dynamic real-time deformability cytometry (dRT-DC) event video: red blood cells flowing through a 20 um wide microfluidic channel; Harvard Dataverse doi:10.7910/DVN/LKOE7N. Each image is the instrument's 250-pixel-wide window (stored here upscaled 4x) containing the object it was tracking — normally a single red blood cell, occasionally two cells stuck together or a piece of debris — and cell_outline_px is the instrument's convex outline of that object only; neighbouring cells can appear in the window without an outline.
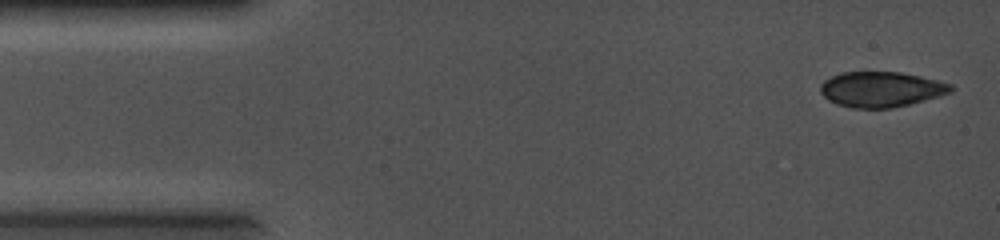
{"species": "common noctule bat (a hibernating species)", "species_latin": "Nyctalus noctula", "temperature_condition": "cold", "stored_images_in_passage": 6, "camera_frame_rate_fps": 5000, "um_per_image_px": 0.085, "animal": {"sex": "female", "body_mass_g": 19.0, "forearm_length_mm": 56.7}, "frame": {"image": 1, "passage_image": 1, "time_ms": 0.0, "image_size_px": [1000, 240], "cell_outline_px": [[956, 88], [952, 92], [924, 100], [892, 108], [852, 108], [836, 104], [828, 100], [820, 92], [820, 84], [824, 80], [840, 72], [900, 72], [920, 76], [952, 84]], "centroid_in_image_um": [74.88, 7.59], "position_along_channel_um": 10.1, "area_um2": 26.93}}